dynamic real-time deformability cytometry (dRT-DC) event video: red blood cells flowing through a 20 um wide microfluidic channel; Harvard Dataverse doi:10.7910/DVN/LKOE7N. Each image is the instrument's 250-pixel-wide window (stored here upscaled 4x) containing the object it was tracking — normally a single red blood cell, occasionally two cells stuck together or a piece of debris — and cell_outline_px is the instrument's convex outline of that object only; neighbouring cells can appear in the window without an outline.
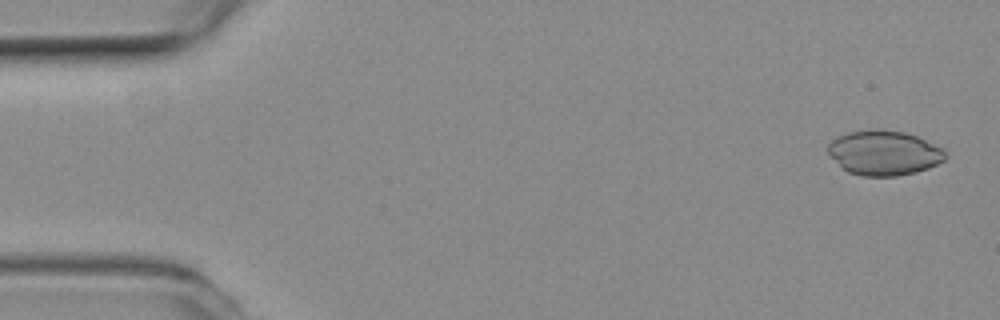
{"species": "common noctule bat (a hibernating species)", "species_latin": "Nyctalus noctula", "temperature_condition": "room temperature", "stored_images_in_passage": 56, "camera_frame_rate_fps": 3000, "um_per_image_px": 0.085, "animal": {"sex": "female", "body_mass_g": 19.3, "forearm_length_mm": 54.1}, "frame": {"image": 1, "passage_image": 2, "time_ms": 0.333, "image_size_px": [1000, 320], "cell_outline_px": [[948, 156], [944, 160], [928, 168], [916, 172], [896, 176], [864, 176], [848, 172], [828, 152], [828, 144], [832, 140], [848, 132], [880, 128], [904, 132], [916, 136], [944, 148]], "centroid_in_image_um": [75.19, 12.98], "position_along_channel_um": 9.8, "area_um2": 30.46}}
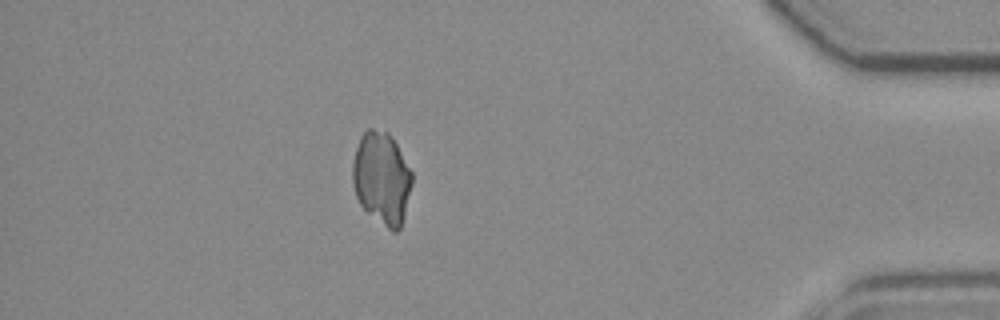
{"frame": {"image": 2, "passage_image": 49, "time_ms": 16.0, "image_size_px": [1000, 320], "cell_outline_px": [[412, 184], [400, 228], [396, 232], [392, 232], [368, 212], [360, 204], [356, 196], [352, 184], [352, 164], [356, 148], [360, 136], [368, 128], [372, 128], [388, 132], [396, 144], [412, 172]], "centroid_in_image_um": [32.43, 15.12], "position_along_channel_um": 402.8, "area_um2": 31.79}}